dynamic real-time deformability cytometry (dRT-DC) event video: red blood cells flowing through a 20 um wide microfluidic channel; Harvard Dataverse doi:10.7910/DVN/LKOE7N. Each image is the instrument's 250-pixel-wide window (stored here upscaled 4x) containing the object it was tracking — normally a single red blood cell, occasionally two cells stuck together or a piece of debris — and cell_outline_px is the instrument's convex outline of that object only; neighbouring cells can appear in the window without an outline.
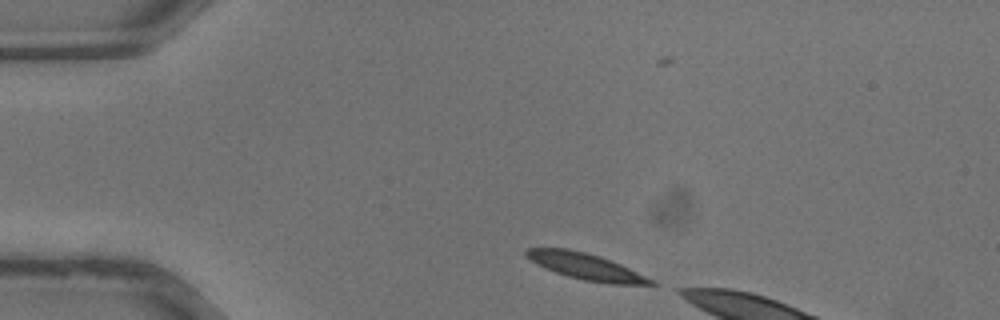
{"species": "common noctule bat (a hibernating species)", "species_latin": "Nyctalus noctula", "temperature_condition": "warm", "stored_images_in_passage": 6, "camera_frame_rate_fps": 3000, "um_per_image_px": 0.085, "animal": {"sex": "male", "body_mass_g": 13.3}, "frame": {"image": 1, "passage_image": 2, "time_ms": 0.333, "image_size_px": [1000, 320], "cell_outline_px": [[660, 284], [608, 284], [584, 280], [568, 276], [544, 268], [536, 264], [524, 256], [524, 252], [528, 248], [568, 248], [600, 256], [620, 264], [656, 280]], "centroid_in_image_um": [49.8, 22.65], "position_along_channel_um": 35.2, "area_um2": 19.19}}